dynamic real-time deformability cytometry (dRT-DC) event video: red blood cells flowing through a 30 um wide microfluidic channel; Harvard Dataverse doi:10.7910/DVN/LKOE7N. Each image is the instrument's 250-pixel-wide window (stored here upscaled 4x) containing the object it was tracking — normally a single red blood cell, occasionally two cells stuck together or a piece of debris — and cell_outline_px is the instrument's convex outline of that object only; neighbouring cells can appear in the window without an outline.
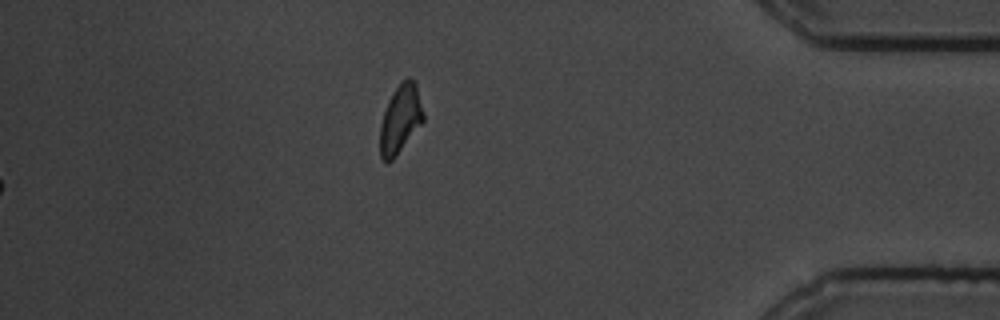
{"species": "common noctule bat (a hibernating species)", "species_latin": "Nyctalus noctula", "temperature_condition": "cold", "stored_images_in_passage": 57, "camera_frame_rate_fps": 3000, "um_per_image_px": 0.085, "animal": {"sex": "male", "body_mass_g": 19.5, "forearm_length_mm": 54.6}, "frame": {"image": 1, "passage_image": 57, "time_ms": 18.667, "image_size_px": [1000, 320], "cell_outline_px": [[424, 120], [396, 156], [392, 160], [384, 160], [380, 156], [380, 124], [388, 100], [392, 92], [400, 80], [408, 76], [416, 80], [424, 112]], "centroid_in_image_um": [34.05, 10.03], "position_along_channel_um": 401.2, "area_um2": 17.51}}